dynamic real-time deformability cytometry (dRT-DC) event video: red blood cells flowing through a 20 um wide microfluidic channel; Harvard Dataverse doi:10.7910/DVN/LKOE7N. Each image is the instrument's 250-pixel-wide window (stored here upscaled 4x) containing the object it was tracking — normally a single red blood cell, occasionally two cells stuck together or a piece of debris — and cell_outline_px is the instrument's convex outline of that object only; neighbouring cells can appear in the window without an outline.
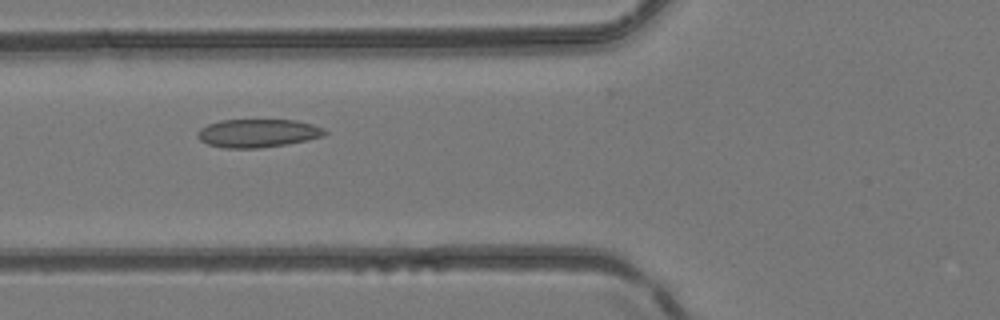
{"species": "common noctule bat (a hibernating species)", "species_latin": "Nyctalus noctula", "temperature_condition": "room temperature", "stored_images_in_passage": 5, "camera_frame_rate_fps": 3000, "um_per_image_px": 0.085, "animal": {"sex": "female", "body_mass_g": 24.6, "forearm_length_mm": 56.2}, "frame": {"image": 1, "passage_image": 5, "time_ms": 1.333, "image_size_px": [1000, 320], "cell_outline_px": [[328, 132], [324, 136], [308, 140], [260, 148], [224, 148], [208, 144], [200, 140], [196, 136], [196, 132], [200, 128], [208, 124], [220, 120], [296, 120], [312, 124], [324, 128]], "centroid_in_image_um": [21.9, 11.32], "position_along_channel_um": 103.9, "area_um2": 21.04}}